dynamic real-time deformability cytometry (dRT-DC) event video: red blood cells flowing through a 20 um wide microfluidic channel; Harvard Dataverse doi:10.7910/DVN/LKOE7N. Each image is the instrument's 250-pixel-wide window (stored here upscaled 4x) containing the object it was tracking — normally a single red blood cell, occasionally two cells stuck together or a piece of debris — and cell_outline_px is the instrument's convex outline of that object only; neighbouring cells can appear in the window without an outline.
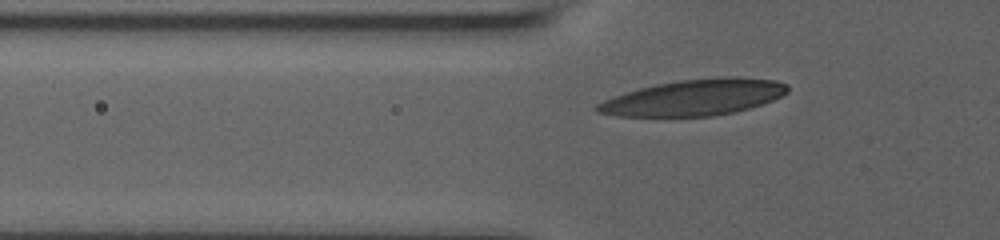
{"species": "human", "species_latin": "Homo sapiens", "temperature_condition": "room temperature", "stored_images_in_passage": 22, "camera_frame_rate_fps": 3000, "um_per_image_px": 0.085, "donor": {"sex": "male"}, "frame": {"image": 1, "passage_image": 10, "time_ms": 3.0, "image_size_px": [1000, 240], "cell_outline_px": [[788, 92], [772, 100], [736, 112], [712, 116], [616, 116], [596, 112], [592, 108], [596, 104], [604, 100], [640, 88], [656, 84], [680, 80], [716, 76], [736, 76], [776, 80], [788, 84]], "centroid_in_image_um": [59.02, 8.27], "position_along_channel_um": 66.8, "area_um2": 40.06}}
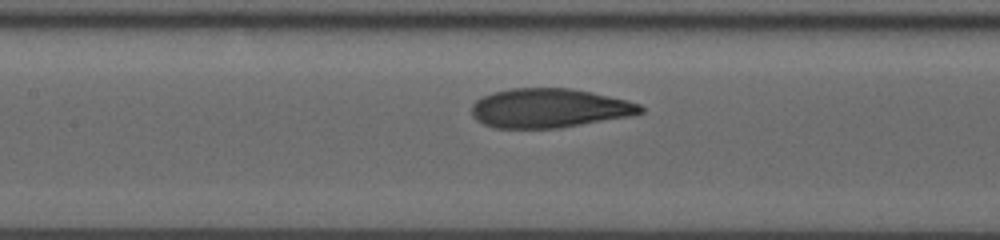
{"frame": {"image": 2, "passage_image": 17, "time_ms": 5.333, "image_size_px": [1000, 240], "cell_outline_px": [[644, 112], [632, 116], [556, 128], [496, 128], [484, 124], [476, 120], [472, 116], [472, 104], [476, 100], [492, 92], [512, 88], [572, 88], [592, 92], [628, 100], [640, 104], [644, 108]], "centroid_in_image_um": [46.7, 9.19], "position_along_channel_um": 160.7, "area_um2": 38.67}}
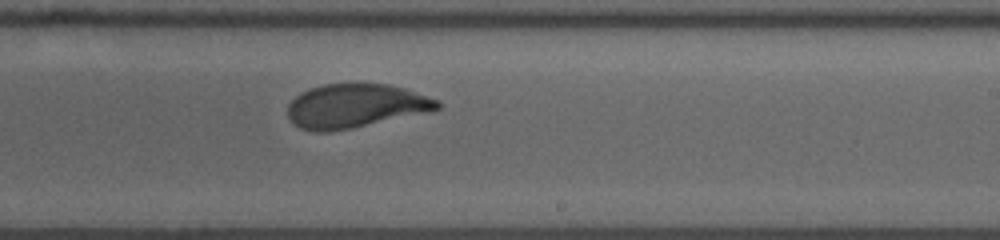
{"frame": {"image": 3, "passage_image": 22, "time_ms": 7.0, "image_size_px": [1000, 240], "cell_outline_px": [[440, 108], [424, 112], [352, 128], [328, 132], [316, 132], [300, 128], [292, 124], [288, 116], [288, 104], [300, 92], [308, 88], [324, 84], [388, 84], [404, 88], [440, 100]], "centroid_in_image_um": [30.15, 9.0], "position_along_channel_um": 258.8, "area_um2": 38.03}}